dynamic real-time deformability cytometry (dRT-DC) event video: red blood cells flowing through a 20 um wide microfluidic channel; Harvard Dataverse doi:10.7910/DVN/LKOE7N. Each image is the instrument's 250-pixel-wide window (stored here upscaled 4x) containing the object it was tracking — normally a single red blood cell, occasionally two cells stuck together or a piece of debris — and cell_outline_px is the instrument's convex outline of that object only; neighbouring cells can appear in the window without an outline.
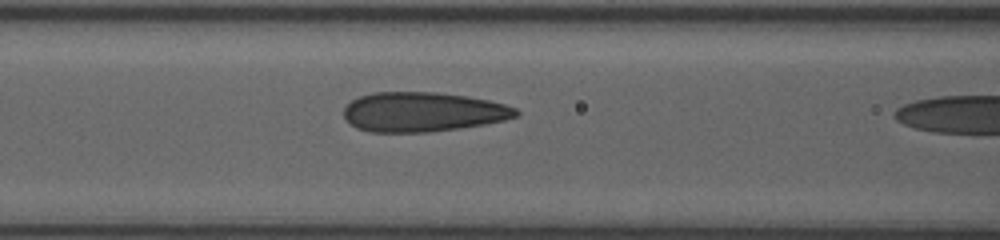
{"species": "human", "species_latin": "Homo sapiens", "temperature_condition": "room temperature", "stored_images_in_passage": 18, "camera_frame_rate_fps": 3000, "um_per_image_px": 0.085, "donor": {"sex": "female"}, "frame": {"image": 1, "passage_image": 17, "time_ms": 5.333, "image_size_px": [1000, 240], "cell_outline_px": [[520, 116], [504, 120], [484, 124], [460, 128], [428, 132], [368, 132], [356, 128], [344, 116], [344, 108], [352, 100], [360, 96], [372, 92], [436, 92], [468, 96], [488, 100], [504, 104], [516, 108], [520, 112]], "centroid_in_image_um": [35.96, 9.51], "position_along_channel_um": 130.6, "area_um2": 39.82}}